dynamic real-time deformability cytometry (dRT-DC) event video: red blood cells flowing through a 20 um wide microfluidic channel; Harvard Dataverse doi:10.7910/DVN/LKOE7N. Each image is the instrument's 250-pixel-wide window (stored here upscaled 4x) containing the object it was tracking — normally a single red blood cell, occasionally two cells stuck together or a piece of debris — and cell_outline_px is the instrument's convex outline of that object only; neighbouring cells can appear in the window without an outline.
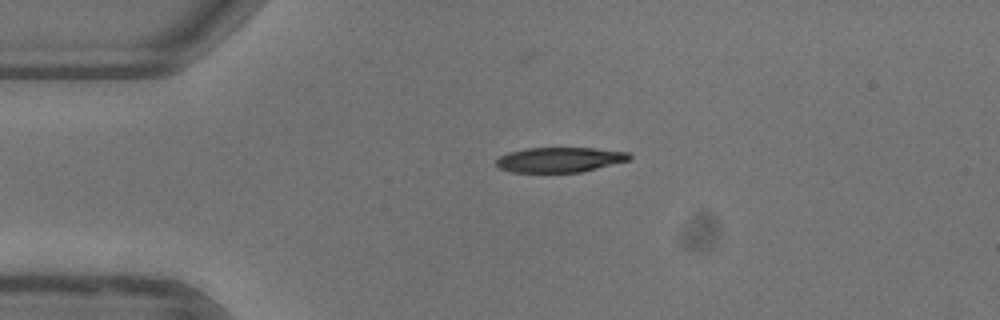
{"species": "common noctule bat (a hibernating species)", "species_latin": "Nyctalus noctula", "temperature_condition": "warm", "stored_images_in_passage": 41, "camera_frame_rate_fps": 3000, "um_per_image_px": 0.085, "animal": {"sex": "female"}, "frame": {"image": 1, "passage_image": 1, "time_ms": 0.0, "image_size_px": [1000, 320], "cell_outline_px": [[632, 156], [628, 160], [580, 172], [512, 172], [500, 168], [496, 164], [496, 160], [500, 156], [508, 152], [528, 148], [592, 148], [628, 152]], "centroid_in_image_um": [47.54, 13.57], "position_along_channel_um": 37.5, "area_um2": 19.13}}
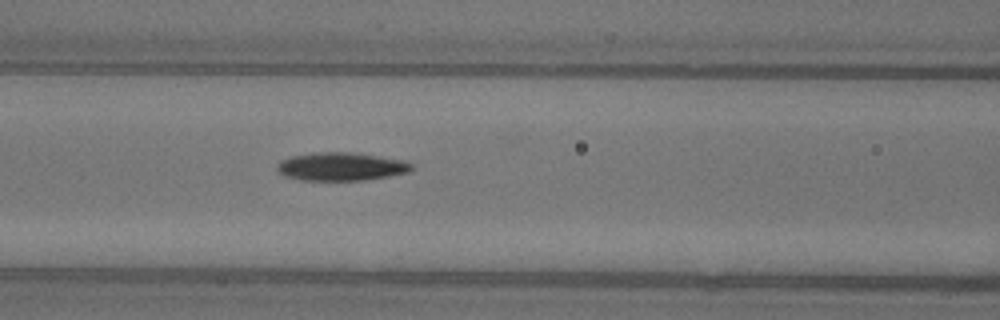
{"frame": {"image": 2, "passage_image": 11, "time_ms": 3.333, "image_size_px": [1000, 320], "cell_outline_px": [[412, 168], [408, 172], [388, 176], [364, 180], [300, 180], [284, 176], [276, 168], [280, 160], [292, 156], [320, 152], [348, 152], [404, 160], [412, 164]], "centroid_in_image_um": [28.97, 14.16], "position_along_channel_um": 137.6, "area_um2": 21.85}}
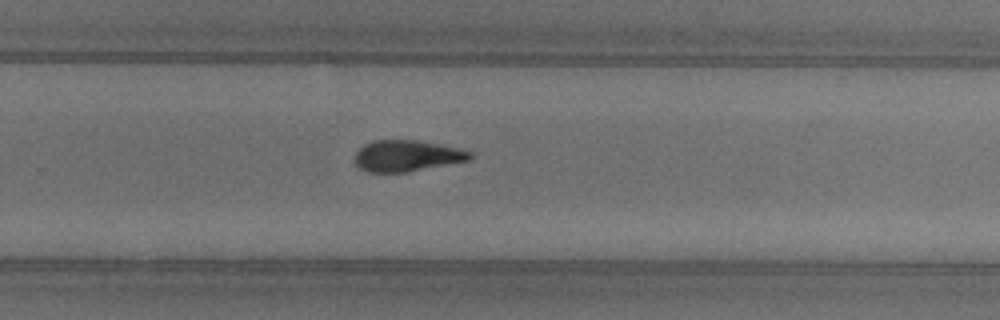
{"frame": {"image": 3, "passage_image": 23, "time_ms": 7.333, "image_size_px": [1000, 320], "cell_outline_px": [[472, 160], [408, 172], [368, 172], [356, 168], [356, 152], [364, 144], [372, 140], [416, 140], [456, 148], [472, 152]], "centroid_in_image_um": [34.57, 13.26], "position_along_channel_um": 295.2, "area_um2": 20.98}, "authors_computed_cell_mechanics": {"area_um2": 21.4438, "velocity_mm_per_s": 3.9501, "shape_relaxation_time_tau1_ms": 7.4073, "shape_relaxation_time_tau2_ms": 5.0167, "deformation_change_tau1": 0.2453, "deformation_change_tau2": 0.1604}}